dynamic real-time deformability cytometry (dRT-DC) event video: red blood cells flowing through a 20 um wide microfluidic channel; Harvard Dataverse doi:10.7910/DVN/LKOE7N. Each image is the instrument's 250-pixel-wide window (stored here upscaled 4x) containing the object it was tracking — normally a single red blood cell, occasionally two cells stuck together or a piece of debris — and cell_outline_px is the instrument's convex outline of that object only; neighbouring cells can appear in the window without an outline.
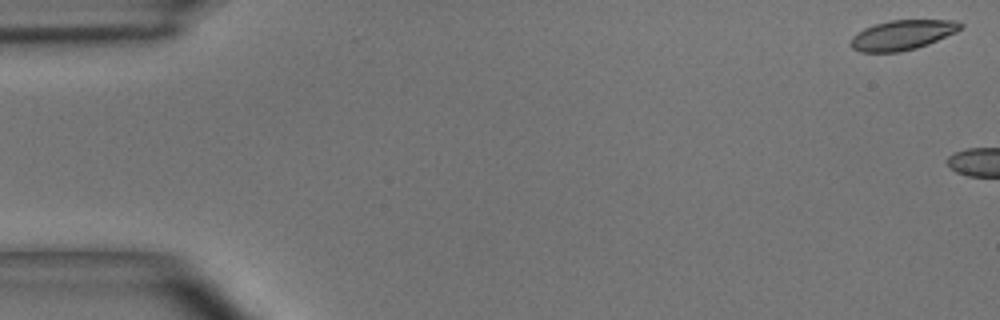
{"species": "common noctule bat (a hibernating species)", "species_latin": "Nyctalus noctula", "temperature_condition": "room temperature", "stored_images_in_passage": 4, "camera_frame_rate_fps": 3000, "um_per_image_px": 0.085, "animal": {"sex": "male", "body_mass_g": 15.6}, "frame": {"image": 1, "passage_image": 1, "time_ms": 0.0, "image_size_px": [1000, 320], "cell_outline_px": [[964, 28], [956, 32], [928, 44], [916, 48], [900, 52], [860, 52], [852, 48], [848, 44], [852, 36], [856, 32], [864, 28], [888, 20], [956, 20], [964, 24]], "centroid_in_image_um": [76.69, 2.97], "position_along_channel_um": 8.3, "area_um2": 19.31}}